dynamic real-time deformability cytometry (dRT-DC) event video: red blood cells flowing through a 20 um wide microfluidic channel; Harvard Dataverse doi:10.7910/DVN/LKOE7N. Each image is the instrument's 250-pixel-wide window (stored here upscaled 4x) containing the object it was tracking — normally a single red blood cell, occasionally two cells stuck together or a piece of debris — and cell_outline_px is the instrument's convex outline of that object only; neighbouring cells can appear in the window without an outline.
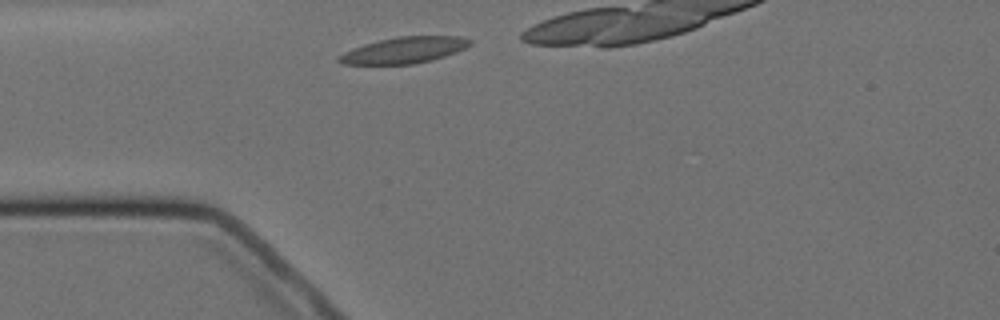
{"species": "Egyptian fruit bat (a non-hibernating species)", "species_latin": "Rousettus aegyptiacus", "temperature_condition": "cold", "stored_images_in_passage": 4, "camera_frame_rate_fps": 3000, "um_per_image_px": 0.085, "animal": {"sex": "female"}, "frame": {"image": 1, "passage_image": 1, "time_ms": 0.0, "image_size_px": [1000, 320], "cell_outline_px": [[472, 44], [456, 52], [432, 60], [412, 64], [344, 64], [336, 60], [336, 56], [352, 48], [364, 44], [396, 36], [460, 36], [472, 40]], "centroid_in_image_um": [34.34, 4.26], "position_along_channel_um": 50.7, "area_um2": 20.06}}